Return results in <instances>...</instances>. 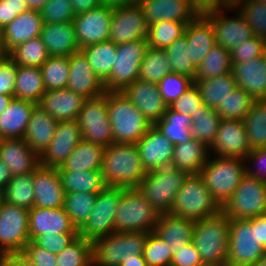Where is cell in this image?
<instances>
[{"label": "cell", "instance_id": "cell-45", "mask_svg": "<svg viewBox=\"0 0 266 266\" xmlns=\"http://www.w3.org/2000/svg\"><path fill=\"white\" fill-rule=\"evenodd\" d=\"M33 179L34 172L13 176L3 191L4 202L27 210L34 207Z\"/></svg>", "mask_w": 266, "mask_h": 266}, {"label": "cell", "instance_id": "cell-6", "mask_svg": "<svg viewBox=\"0 0 266 266\" xmlns=\"http://www.w3.org/2000/svg\"><path fill=\"white\" fill-rule=\"evenodd\" d=\"M159 213L137 189H125L115 212L116 232H153Z\"/></svg>", "mask_w": 266, "mask_h": 266}, {"label": "cell", "instance_id": "cell-7", "mask_svg": "<svg viewBox=\"0 0 266 266\" xmlns=\"http://www.w3.org/2000/svg\"><path fill=\"white\" fill-rule=\"evenodd\" d=\"M265 252L266 249L258 240L257 217L230 218L226 266H256Z\"/></svg>", "mask_w": 266, "mask_h": 266}, {"label": "cell", "instance_id": "cell-41", "mask_svg": "<svg viewBox=\"0 0 266 266\" xmlns=\"http://www.w3.org/2000/svg\"><path fill=\"white\" fill-rule=\"evenodd\" d=\"M193 121L189 115H183L172 110L170 107L166 109L162 119L154 125L156 128L172 143H186L190 141V126Z\"/></svg>", "mask_w": 266, "mask_h": 266}, {"label": "cell", "instance_id": "cell-17", "mask_svg": "<svg viewBox=\"0 0 266 266\" xmlns=\"http://www.w3.org/2000/svg\"><path fill=\"white\" fill-rule=\"evenodd\" d=\"M234 9L206 14L204 17L210 22L216 43L231 50L234 47L243 45L245 41L254 37L253 29L248 25L243 16L238 12L234 17H226L225 12Z\"/></svg>", "mask_w": 266, "mask_h": 266}, {"label": "cell", "instance_id": "cell-53", "mask_svg": "<svg viewBox=\"0 0 266 266\" xmlns=\"http://www.w3.org/2000/svg\"><path fill=\"white\" fill-rule=\"evenodd\" d=\"M172 65V73H178L191 77L193 80L197 74V67L189 59V48L186 36L175 40L165 49Z\"/></svg>", "mask_w": 266, "mask_h": 266}, {"label": "cell", "instance_id": "cell-23", "mask_svg": "<svg viewBox=\"0 0 266 266\" xmlns=\"http://www.w3.org/2000/svg\"><path fill=\"white\" fill-rule=\"evenodd\" d=\"M141 7L148 25L160 21L190 23L198 15L189 0H135Z\"/></svg>", "mask_w": 266, "mask_h": 266}, {"label": "cell", "instance_id": "cell-77", "mask_svg": "<svg viewBox=\"0 0 266 266\" xmlns=\"http://www.w3.org/2000/svg\"><path fill=\"white\" fill-rule=\"evenodd\" d=\"M2 27L0 26V58L7 55L3 47Z\"/></svg>", "mask_w": 266, "mask_h": 266}, {"label": "cell", "instance_id": "cell-42", "mask_svg": "<svg viewBox=\"0 0 266 266\" xmlns=\"http://www.w3.org/2000/svg\"><path fill=\"white\" fill-rule=\"evenodd\" d=\"M193 124L190 126L191 138L210 146L215 140L221 117L217 111L203 104L191 116Z\"/></svg>", "mask_w": 266, "mask_h": 266}, {"label": "cell", "instance_id": "cell-3", "mask_svg": "<svg viewBox=\"0 0 266 266\" xmlns=\"http://www.w3.org/2000/svg\"><path fill=\"white\" fill-rule=\"evenodd\" d=\"M107 106L115 143L136 144L152 126L122 92H107Z\"/></svg>", "mask_w": 266, "mask_h": 266}, {"label": "cell", "instance_id": "cell-2", "mask_svg": "<svg viewBox=\"0 0 266 266\" xmlns=\"http://www.w3.org/2000/svg\"><path fill=\"white\" fill-rule=\"evenodd\" d=\"M229 229L230 218L222 210L194 222L192 243L198 250L202 262L226 266Z\"/></svg>", "mask_w": 266, "mask_h": 266}, {"label": "cell", "instance_id": "cell-54", "mask_svg": "<svg viewBox=\"0 0 266 266\" xmlns=\"http://www.w3.org/2000/svg\"><path fill=\"white\" fill-rule=\"evenodd\" d=\"M157 85L160 95L169 107L194 85V80L186 75L170 73L167 74Z\"/></svg>", "mask_w": 266, "mask_h": 266}, {"label": "cell", "instance_id": "cell-78", "mask_svg": "<svg viewBox=\"0 0 266 266\" xmlns=\"http://www.w3.org/2000/svg\"><path fill=\"white\" fill-rule=\"evenodd\" d=\"M256 266H266V252Z\"/></svg>", "mask_w": 266, "mask_h": 266}, {"label": "cell", "instance_id": "cell-74", "mask_svg": "<svg viewBox=\"0 0 266 266\" xmlns=\"http://www.w3.org/2000/svg\"><path fill=\"white\" fill-rule=\"evenodd\" d=\"M14 96L0 94V114L5 111Z\"/></svg>", "mask_w": 266, "mask_h": 266}, {"label": "cell", "instance_id": "cell-76", "mask_svg": "<svg viewBox=\"0 0 266 266\" xmlns=\"http://www.w3.org/2000/svg\"><path fill=\"white\" fill-rule=\"evenodd\" d=\"M19 266H34L26 257L19 253Z\"/></svg>", "mask_w": 266, "mask_h": 266}, {"label": "cell", "instance_id": "cell-11", "mask_svg": "<svg viewBox=\"0 0 266 266\" xmlns=\"http://www.w3.org/2000/svg\"><path fill=\"white\" fill-rule=\"evenodd\" d=\"M147 49V39L117 44V58L109 78L104 82L106 92H121L138 79L141 62Z\"/></svg>", "mask_w": 266, "mask_h": 266}, {"label": "cell", "instance_id": "cell-22", "mask_svg": "<svg viewBox=\"0 0 266 266\" xmlns=\"http://www.w3.org/2000/svg\"><path fill=\"white\" fill-rule=\"evenodd\" d=\"M69 72L67 89L86 99L97 98L106 93L104 83L94 73L81 51L69 56Z\"/></svg>", "mask_w": 266, "mask_h": 266}, {"label": "cell", "instance_id": "cell-35", "mask_svg": "<svg viewBox=\"0 0 266 266\" xmlns=\"http://www.w3.org/2000/svg\"><path fill=\"white\" fill-rule=\"evenodd\" d=\"M209 155V147L192 138L184 144H175L171 166L188 174H200Z\"/></svg>", "mask_w": 266, "mask_h": 266}, {"label": "cell", "instance_id": "cell-47", "mask_svg": "<svg viewBox=\"0 0 266 266\" xmlns=\"http://www.w3.org/2000/svg\"><path fill=\"white\" fill-rule=\"evenodd\" d=\"M7 56L17 65L41 67L50 57L40 37L23 42L11 49Z\"/></svg>", "mask_w": 266, "mask_h": 266}, {"label": "cell", "instance_id": "cell-70", "mask_svg": "<svg viewBox=\"0 0 266 266\" xmlns=\"http://www.w3.org/2000/svg\"><path fill=\"white\" fill-rule=\"evenodd\" d=\"M0 266H19V253H0Z\"/></svg>", "mask_w": 266, "mask_h": 266}, {"label": "cell", "instance_id": "cell-68", "mask_svg": "<svg viewBox=\"0 0 266 266\" xmlns=\"http://www.w3.org/2000/svg\"><path fill=\"white\" fill-rule=\"evenodd\" d=\"M258 240L266 249V214L257 217Z\"/></svg>", "mask_w": 266, "mask_h": 266}, {"label": "cell", "instance_id": "cell-15", "mask_svg": "<svg viewBox=\"0 0 266 266\" xmlns=\"http://www.w3.org/2000/svg\"><path fill=\"white\" fill-rule=\"evenodd\" d=\"M149 25L136 1L113 8L110 37L114 44L147 39Z\"/></svg>", "mask_w": 266, "mask_h": 266}, {"label": "cell", "instance_id": "cell-46", "mask_svg": "<svg viewBox=\"0 0 266 266\" xmlns=\"http://www.w3.org/2000/svg\"><path fill=\"white\" fill-rule=\"evenodd\" d=\"M231 71L230 50L216 43L197 68L194 81L221 76Z\"/></svg>", "mask_w": 266, "mask_h": 266}, {"label": "cell", "instance_id": "cell-27", "mask_svg": "<svg viewBox=\"0 0 266 266\" xmlns=\"http://www.w3.org/2000/svg\"><path fill=\"white\" fill-rule=\"evenodd\" d=\"M78 233L64 207L29 209V236L33 241L39 234Z\"/></svg>", "mask_w": 266, "mask_h": 266}, {"label": "cell", "instance_id": "cell-34", "mask_svg": "<svg viewBox=\"0 0 266 266\" xmlns=\"http://www.w3.org/2000/svg\"><path fill=\"white\" fill-rule=\"evenodd\" d=\"M58 123L51 115L37 106L31 114L24 141L41 156L51 143Z\"/></svg>", "mask_w": 266, "mask_h": 266}, {"label": "cell", "instance_id": "cell-25", "mask_svg": "<svg viewBox=\"0 0 266 266\" xmlns=\"http://www.w3.org/2000/svg\"><path fill=\"white\" fill-rule=\"evenodd\" d=\"M33 186L34 207H63L65 191L57 168L40 165L34 172Z\"/></svg>", "mask_w": 266, "mask_h": 266}, {"label": "cell", "instance_id": "cell-8", "mask_svg": "<svg viewBox=\"0 0 266 266\" xmlns=\"http://www.w3.org/2000/svg\"><path fill=\"white\" fill-rule=\"evenodd\" d=\"M188 175L172 166L149 171L137 189L159 214H166Z\"/></svg>", "mask_w": 266, "mask_h": 266}, {"label": "cell", "instance_id": "cell-10", "mask_svg": "<svg viewBox=\"0 0 266 266\" xmlns=\"http://www.w3.org/2000/svg\"><path fill=\"white\" fill-rule=\"evenodd\" d=\"M125 188L106 186L96 196L94 207L86 223L78 230L79 236L94 243L116 232L115 212Z\"/></svg>", "mask_w": 266, "mask_h": 266}, {"label": "cell", "instance_id": "cell-44", "mask_svg": "<svg viewBox=\"0 0 266 266\" xmlns=\"http://www.w3.org/2000/svg\"><path fill=\"white\" fill-rule=\"evenodd\" d=\"M170 73L172 65L166 51L148 47L141 62L138 79L158 84Z\"/></svg>", "mask_w": 266, "mask_h": 266}, {"label": "cell", "instance_id": "cell-14", "mask_svg": "<svg viewBox=\"0 0 266 266\" xmlns=\"http://www.w3.org/2000/svg\"><path fill=\"white\" fill-rule=\"evenodd\" d=\"M29 241V210L4 202L0 207V253H21Z\"/></svg>", "mask_w": 266, "mask_h": 266}, {"label": "cell", "instance_id": "cell-4", "mask_svg": "<svg viewBox=\"0 0 266 266\" xmlns=\"http://www.w3.org/2000/svg\"><path fill=\"white\" fill-rule=\"evenodd\" d=\"M221 206L213 198L200 174H189L178 191L169 214L196 221L215 215Z\"/></svg>", "mask_w": 266, "mask_h": 266}, {"label": "cell", "instance_id": "cell-12", "mask_svg": "<svg viewBox=\"0 0 266 266\" xmlns=\"http://www.w3.org/2000/svg\"><path fill=\"white\" fill-rule=\"evenodd\" d=\"M221 210L232 219H251L266 214V183L246 175Z\"/></svg>", "mask_w": 266, "mask_h": 266}, {"label": "cell", "instance_id": "cell-49", "mask_svg": "<svg viewBox=\"0 0 266 266\" xmlns=\"http://www.w3.org/2000/svg\"><path fill=\"white\" fill-rule=\"evenodd\" d=\"M40 69L46 91L67 88L70 73L68 56H50Z\"/></svg>", "mask_w": 266, "mask_h": 266}, {"label": "cell", "instance_id": "cell-36", "mask_svg": "<svg viewBox=\"0 0 266 266\" xmlns=\"http://www.w3.org/2000/svg\"><path fill=\"white\" fill-rule=\"evenodd\" d=\"M105 147L82 140L74 148L58 171L101 170Z\"/></svg>", "mask_w": 266, "mask_h": 266}, {"label": "cell", "instance_id": "cell-39", "mask_svg": "<svg viewBox=\"0 0 266 266\" xmlns=\"http://www.w3.org/2000/svg\"><path fill=\"white\" fill-rule=\"evenodd\" d=\"M65 194L72 192L100 193L106 184L101 170L58 171Z\"/></svg>", "mask_w": 266, "mask_h": 266}, {"label": "cell", "instance_id": "cell-71", "mask_svg": "<svg viewBox=\"0 0 266 266\" xmlns=\"http://www.w3.org/2000/svg\"><path fill=\"white\" fill-rule=\"evenodd\" d=\"M119 266H148L143 255H138V258H129L123 260Z\"/></svg>", "mask_w": 266, "mask_h": 266}, {"label": "cell", "instance_id": "cell-33", "mask_svg": "<svg viewBox=\"0 0 266 266\" xmlns=\"http://www.w3.org/2000/svg\"><path fill=\"white\" fill-rule=\"evenodd\" d=\"M184 35L189 48V59L198 68L216 44L213 28L204 16H197L187 24Z\"/></svg>", "mask_w": 266, "mask_h": 266}, {"label": "cell", "instance_id": "cell-59", "mask_svg": "<svg viewBox=\"0 0 266 266\" xmlns=\"http://www.w3.org/2000/svg\"><path fill=\"white\" fill-rule=\"evenodd\" d=\"M264 42L261 38L254 36L243 45L232 48L230 50L232 63H245L256 57H262Z\"/></svg>", "mask_w": 266, "mask_h": 266}, {"label": "cell", "instance_id": "cell-66", "mask_svg": "<svg viewBox=\"0 0 266 266\" xmlns=\"http://www.w3.org/2000/svg\"><path fill=\"white\" fill-rule=\"evenodd\" d=\"M190 6L198 16L227 9L223 0H189Z\"/></svg>", "mask_w": 266, "mask_h": 266}, {"label": "cell", "instance_id": "cell-32", "mask_svg": "<svg viewBox=\"0 0 266 266\" xmlns=\"http://www.w3.org/2000/svg\"><path fill=\"white\" fill-rule=\"evenodd\" d=\"M37 105L13 98L0 114V139L24 138L31 114Z\"/></svg>", "mask_w": 266, "mask_h": 266}, {"label": "cell", "instance_id": "cell-29", "mask_svg": "<svg viewBox=\"0 0 266 266\" xmlns=\"http://www.w3.org/2000/svg\"><path fill=\"white\" fill-rule=\"evenodd\" d=\"M40 12L28 9L19 14L2 29L3 47L6 53L20 43L40 36L43 27Z\"/></svg>", "mask_w": 266, "mask_h": 266}, {"label": "cell", "instance_id": "cell-52", "mask_svg": "<svg viewBox=\"0 0 266 266\" xmlns=\"http://www.w3.org/2000/svg\"><path fill=\"white\" fill-rule=\"evenodd\" d=\"M57 266H93V243L78 236L56 254Z\"/></svg>", "mask_w": 266, "mask_h": 266}, {"label": "cell", "instance_id": "cell-56", "mask_svg": "<svg viewBox=\"0 0 266 266\" xmlns=\"http://www.w3.org/2000/svg\"><path fill=\"white\" fill-rule=\"evenodd\" d=\"M143 256L148 266H170L173 258L169 245L154 232L147 233Z\"/></svg>", "mask_w": 266, "mask_h": 266}, {"label": "cell", "instance_id": "cell-38", "mask_svg": "<svg viewBox=\"0 0 266 266\" xmlns=\"http://www.w3.org/2000/svg\"><path fill=\"white\" fill-rule=\"evenodd\" d=\"M94 73L104 83L110 76L112 66L115 62L117 44L111 40L95 43L81 48Z\"/></svg>", "mask_w": 266, "mask_h": 266}, {"label": "cell", "instance_id": "cell-79", "mask_svg": "<svg viewBox=\"0 0 266 266\" xmlns=\"http://www.w3.org/2000/svg\"><path fill=\"white\" fill-rule=\"evenodd\" d=\"M195 266H216V265L209 262H201L199 264H196Z\"/></svg>", "mask_w": 266, "mask_h": 266}, {"label": "cell", "instance_id": "cell-55", "mask_svg": "<svg viewBox=\"0 0 266 266\" xmlns=\"http://www.w3.org/2000/svg\"><path fill=\"white\" fill-rule=\"evenodd\" d=\"M237 9L253 29L254 35L266 41V4L249 0L241 3Z\"/></svg>", "mask_w": 266, "mask_h": 266}, {"label": "cell", "instance_id": "cell-48", "mask_svg": "<svg viewBox=\"0 0 266 266\" xmlns=\"http://www.w3.org/2000/svg\"><path fill=\"white\" fill-rule=\"evenodd\" d=\"M188 23L160 21L149 25L147 44L153 49L165 50L175 40L181 38Z\"/></svg>", "mask_w": 266, "mask_h": 266}, {"label": "cell", "instance_id": "cell-28", "mask_svg": "<svg viewBox=\"0 0 266 266\" xmlns=\"http://www.w3.org/2000/svg\"><path fill=\"white\" fill-rule=\"evenodd\" d=\"M231 72L236 85L254 100H266V61L263 57H256L245 63H232Z\"/></svg>", "mask_w": 266, "mask_h": 266}, {"label": "cell", "instance_id": "cell-58", "mask_svg": "<svg viewBox=\"0 0 266 266\" xmlns=\"http://www.w3.org/2000/svg\"><path fill=\"white\" fill-rule=\"evenodd\" d=\"M79 233H53L39 234L32 242L40 248L58 254L72 243Z\"/></svg>", "mask_w": 266, "mask_h": 266}, {"label": "cell", "instance_id": "cell-61", "mask_svg": "<svg viewBox=\"0 0 266 266\" xmlns=\"http://www.w3.org/2000/svg\"><path fill=\"white\" fill-rule=\"evenodd\" d=\"M243 160L245 164L246 175L266 183V147L251 150L243 158ZM249 162H253L257 168L254 169V167L252 168L249 165L247 166Z\"/></svg>", "mask_w": 266, "mask_h": 266}, {"label": "cell", "instance_id": "cell-62", "mask_svg": "<svg viewBox=\"0 0 266 266\" xmlns=\"http://www.w3.org/2000/svg\"><path fill=\"white\" fill-rule=\"evenodd\" d=\"M17 65L6 55L0 58V94L14 96Z\"/></svg>", "mask_w": 266, "mask_h": 266}, {"label": "cell", "instance_id": "cell-64", "mask_svg": "<svg viewBox=\"0 0 266 266\" xmlns=\"http://www.w3.org/2000/svg\"><path fill=\"white\" fill-rule=\"evenodd\" d=\"M28 9L26 0H0V26L4 28Z\"/></svg>", "mask_w": 266, "mask_h": 266}, {"label": "cell", "instance_id": "cell-19", "mask_svg": "<svg viewBox=\"0 0 266 266\" xmlns=\"http://www.w3.org/2000/svg\"><path fill=\"white\" fill-rule=\"evenodd\" d=\"M210 150L218 157L243 159L250 152L243 120L221 119Z\"/></svg>", "mask_w": 266, "mask_h": 266}, {"label": "cell", "instance_id": "cell-63", "mask_svg": "<svg viewBox=\"0 0 266 266\" xmlns=\"http://www.w3.org/2000/svg\"><path fill=\"white\" fill-rule=\"evenodd\" d=\"M21 254L34 266H57L56 254L38 247L32 241L26 244Z\"/></svg>", "mask_w": 266, "mask_h": 266}, {"label": "cell", "instance_id": "cell-51", "mask_svg": "<svg viewBox=\"0 0 266 266\" xmlns=\"http://www.w3.org/2000/svg\"><path fill=\"white\" fill-rule=\"evenodd\" d=\"M253 101L254 99L244 89L237 86L215 110L221 119L244 120Z\"/></svg>", "mask_w": 266, "mask_h": 266}, {"label": "cell", "instance_id": "cell-1", "mask_svg": "<svg viewBox=\"0 0 266 266\" xmlns=\"http://www.w3.org/2000/svg\"><path fill=\"white\" fill-rule=\"evenodd\" d=\"M101 173L106 186L138 188L146 171L137 144L114 142L105 147Z\"/></svg>", "mask_w": 266, "mask_h": 266}, {"label": "cell", "instance_id": "cell-50", "mask_svg": "<svg viewBox=\"0 0 266 266\" xmlns=\"http://www.w3.org/2000/svg\"><path fill=\"white\" fill-rule=\"evenodd\" d=\"M97 194L72 192L65 194L64 209L72 224L79 230L90 217Z\"/></svg>", "mask_w": 266, "mask_h": 266}, {"label": "cell", "instance_id": "cell-67", "mask_svg": "<svg viewBox=\"0 0 266 266\" xmlns=\"http://www.w3.org/2000/svg\"><path fill=\"white\" fill-rule=\"evenodd\" d=\"M75 15L93 10L100 5L99 0H70Z\"/></svg>", "mask_w": 266, "mask_h": 266}, {"label": "cell", "instance_id": "cell-65", "mask_svg": "<svg viewBox=\"0 0 266 266\" xmlns=\"http://www.w3.org/2000/svg\"><path fill=\"white\" fill-rule=\"evenodd\" d=\"M201 262L200 254L191 242L175 250L170 266H195Z\"/></svg>", "mask_w": 266, "mask_h": 266}, {"label": "cell", "instance_id": "cell-57", "mask_svg": "<svg viewBox=\"0 0 266 266\" xmlns=\"http://www.w3.org/2000/svg\"><path fill=\"white\" fill-rule=\"evenodd\" d=\"M39 12L44 24L73 22L76 16L70 0H49Z\"/></svg>", "mask_w": 266, "mask_h": 266}, {"label": "cell", "instance_id": "cell-40", "mask_svg": "<svg viewBox=\"0 0 266 266\" xmlns=\"http://www.w3.org/2000/svg\"><path fill=\"white\" fill-rule=\"evenodd\" d=\"M199 89L203 103L216 109L224 99L237 87L232 72L227 74L194 81Z\"/></svg>", "mask_w": 266, "mask_h": 266}, {"label": "cell", "instance_id": "cell-60", "mask_svg": "<svg viewBox=\"0 0 266 266\" xmlns=\"http://www.w3.org/2000/svg\"><path fill=\"white\" fill-rule=\"evenodd\" d=\"M203 104L200 91L194 84L169 107L178 113L191 116Z\"/></svg>", "mask_w": 266, "mask_h": 266}, {"label": "cell", "instance_id": "cell-31", "mask_svg": "<svg viewBox=\"0 0 266 266\" xmlns=\"http://www.w3.org/2000/svg\"><path fill=\"white\" fill-rule=\"evenodd\" d=\"M50 56H71L79 52L73 22L43 24L39 36Z\"/></svg>", "mask_w": 266, "mask_h": 266}, {"label": "cell", "instance_id": "cell-43", "mask_svg": "<svg viewBox=\"0 0 266 266\" xmlns=\"http://www.w3.org/2000/svg\"><path fill=\"white\" fill-rule=\"evenodd\" d=\"M249 150L266 147V100H254L243 120Z\"/></svg>", "mask_w": 266, "mask_h": 266}, {"label": "cell", "instance_id": "cell-5", "mask_svg": "<svg viewBox=\"0 0 266 266\" xmlns=\"http://www.w3.org/2000/svg\"><path fill=\"white\" fill-rule=\"evenodd\" d=\"M200 175L213 198L222 207L246 176L244 160L216 157L205 162Z\"/></svg>", "mask_w": 266, "mask_h": 266}, {"label": "cell", "instance_id": "cell-21", "mask_svg": "<svg viewBox=\"0 0 266 266\" xmlns=\"http://www.w3.org/2000/svg\"><path fill=\"white\" fill-rule=\"evenodd\" d=\"M121 92L152 125L162 119L168 108L160 95L158 85L153 82L136 79Z\"/></svg>", "mask_w": 266, "mask_h": 266}, {"label": "cell", "instance_id": "cell-16", "mask_svg": "<svg viewBox=\"0 0 266 266\" xmlns=\"http://www.w3.org/2000/svg\"><path fill=\"white\" fill-rule=\"evenodd\" d=\"M112 16L113 8L108 6L76 15L73 24L79 48L109 40Z\"/></svg>", "mask_w": 266, "mask_h": 266}, {"label": "cell", "instance_id": "cell-30", "mask_svg": "<svg viewBox=\"0 0 266 266\" xmlns=\"http://www.w3.org/2000/svg\"><path fill=\"white\" fill-rule=\"evenodd\" d=\"M194 222L169 213L160 214L153 232L169 245L174 255L175 250L192 242Z\"/></svg>", "mask_w": 266, "mask_h": 266}, {"label": "cell", "instance_id": "cell-18", "mask_svg": "<svg viewBox=\"0 0 266 266\" xmlns=\"http://www.w3.org/2000/svg\"><path fill=\"white\" fill-rule=\"evenodd\" d=\"M82 140V133L76 120L60 121L51 143L40 156V165L52 168L61 167Z\"/></svg>", "mask_w": 266, "mask_h": 266}, {"label": "cell", "instance_id": "cell-69", "mask_svg": "<svg viewBox=\"0 0 266 266\" xmlns=\"http://www.w3.org/2000/svg\"><path fill=\"white\" fill-rule=\"evenodd\" d=\"M12 174L10 173L9 167H7L3 161L0 159V190L4 191L6 186L12 179Z\"/></svg>", "mask_w": 266, "mask_h": 266}, {"label": "cell", "instance_id": "cell-13", "mask_svg": "<svg viewBox=\"0 0 266 266\" xmlns=\"http://www.w3.org/2000/svg\"><path fill=\"white\" fill-rule=\"evenodd\" d=\"M76 121L84 141L103 147L114 143L108 117L107 92L97 98L86 99Z\"/></svg>", "mask_w": 266, "mask_h": 266}, {"label": "cell", "instance_id": "cell-72", "mask_svg": "<svg viewBox=\"0 0 266 266\" xmlns=\"http://www.w3.org/2000/svg\"><path fill=\"white\" fill-rule=\"evenodd\" d=\"M135 0H99L101 6L120 7L134 2Z\"/></svg>", "mask_w": 266, "mask_h": 266}, {"label": "cell", "instance_id": "cell-9", "mask_svg": "<svg viewBox=\"0 0 266 266\" xmlns=\"http://www.w3.org/2000/svg\"><path fill=\"white\" fill-rule=\"evenodd\" d=\"M147 233L114 232L93 243V266H119L123 260L143 255Z\"/></svg>", "mask_w": 266, "mask_h": 266}, {"label": "cell", "instance_id": "cell-73", "mask_svg": "<svg viewBox=\"0 0 266 266\" xmlns=\"http://www.w3.org/2000/svg\"><path fill=\"white\" fill-rule=\"evenodd\" d=\"M49 0H26L29 9L39 11Z\"/></svg>", "mask_w": 266, "mask_h": 266}, {"label": "cell", "instance_id": "cell-20", "mask_svg": "<svg viewBox=\"0 0 266 266\" xmlns=\"http://www.w3.org/2000/svg\"><path fill=\"white\" fill-rule=\"evenodd\" d=\"M136 144L146 172L171 166L175 145L155 125H152Z\"/></svg>", "mask_w": 266, "mask_h": 266}, {"label": "cell", "instance_id": "cell-37", "mask_svg": "<svg viewBox=\"0 0 266 266\" xmlns=\"http://www.w3.org/2000/svg\"><path fill=\"white\" fill-rule=\"evenodd\" d=\"M45 92L40 67L17 66L14 98L37 105Z\"/></svg>", "mask_w": 266, "mask_h": 266}, {"label": "cell", "instance_id": "cell-80", "mask_svg": "<svg viewBox=\"0 0 266 266\" xmlns=\"http://www.w3.org/2000/svg\"><path fill=\"white\" fill-rule=\"evenodd\" d=\"M3 203H4V193L3 191L0 190V207L2 206Z\"/></svg>", "mask_w": 266, "mask_h": 266}, {"label": "cell", "instance_id": "cell-26", "mask_svg": "<svg viewBox=\"0 0 266 266\" xmlns=\"http://www.w3.org/2000/svg\"><path fill=\"white\" fill-rule=\"evenodd\" d=\"M85 100V97L67 88L48 90L37 106L58 122L70 121L77 120Z\"/></svg>", "mask_w": 266, "mask_h": 266}, {"label": "cell", "instance_id": "cell-24", "mask_svg": "<svg viewBox=\"0 0 266 266\" xmlns=\"http://www.w3.org/2000/svg\"><path fill=\"white\" fill-rule=\"evenodd\" d=\"M0 159L12 176L33 173L40 166V156L24 138L0 139Z\"/></svg>", "mask_w": 266, "mask_h": 266}, {"label": "cell", "instance_id": "cell-75", "mask_svg": "<svg viewBox=\"0 0 266 266\" xmlns=\"http://www.w3.org/2000/svg\"><path fill=\"white\" fill-rule=\"evenodd\" d=\"M249 0H223L224 5L227 9H235L237 8L241 3L247 2Z\"/></svg>", "mask_w": 266, "mask_h": 266}]
</instances>
